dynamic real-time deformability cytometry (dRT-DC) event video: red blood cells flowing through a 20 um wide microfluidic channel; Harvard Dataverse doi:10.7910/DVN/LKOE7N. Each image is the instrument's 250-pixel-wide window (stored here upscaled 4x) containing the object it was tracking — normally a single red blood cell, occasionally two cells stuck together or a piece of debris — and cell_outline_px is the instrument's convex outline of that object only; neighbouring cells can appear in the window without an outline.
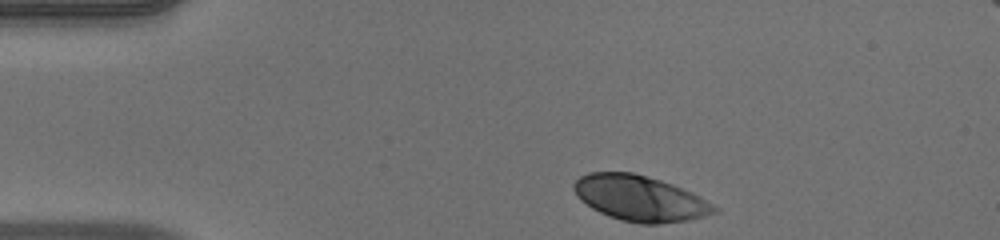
{"species": "human", "species_latin": "Homo sapiens", "temperature_condition": "warm", "stored_images_in_passage": 36, "camera_frame_rate_fps": 3000, "um_per_image_px": 0.085, "donor": {"sex": "male"}, "frame": {"image": 1, "passage_image": 1, "time_ms": 0.0, "image_size_px": [1000, 240], "cell_outline_px": [[720, 212], [688, 220], [656, 224], [640, 224], [620, 220], [608, 216], [592, 208], [580, 200], [576, 196], [572, 188], [572, 184], [580, 176], [588, 172], [632, 172], [660, 180], [672, 184], [692, 192], [720, 208]], "centroid_in_image_um": [54.39, 16.86], "position_along_channel_um": 30.6, "area_um2": 37.45}}
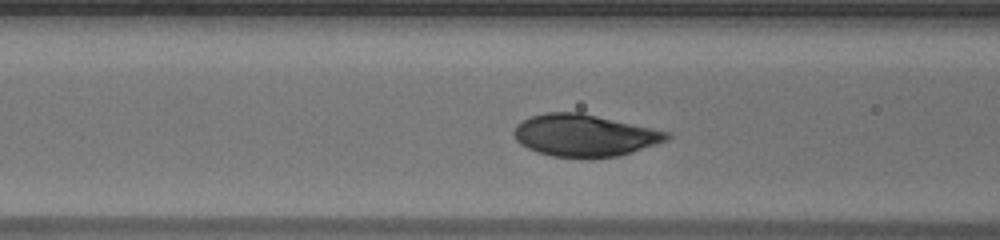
{"frame": {"image": 2, "passage_image": 12, "time_ms": 3.667, "image_size_px": [1000, 240], "cell_outline_px": [[672, 136], [668, 140], [620, 156], [552, 156], [528, 148], [520, 144], [516, 140], [512, 132], [516, 124], [532, 116], [544, 112], [580, 112], [668, 132]], "centroid_in_image_um": [49.65, 11.49], "position_along_channel_um": 117.0, "area_um2": 36.76}}
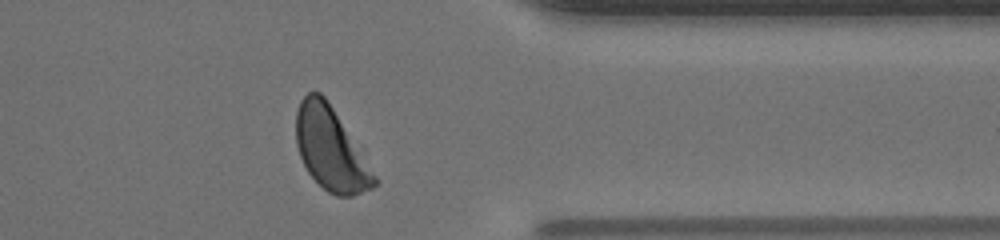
{"frame": {"image": 3, "passage_image": 33, "time_ms": 10.667, "image_size_px": [1000, 240], "cell_outline_px": [[380, 180], [372, 188], [352, 196], [336, 196], [328, 192], [308, 172], [300, 156], [296, 144], [296, 112], [300, 100], [308, 92], [320, 92], [328, 100]], "centroid_in_image_um": [28.12, 12.66], "position_along_channel_um": 383.3, "area_um2": 37.63}, "authors_computed_cell_mechanics": {"area_um2": 36.8764, "velocity_mm_per_s": 3.9474, "shape_relaxation_time_tau1_ms": 2.2122, "shape_relaxation_time_tau2_ms": null, "deformation_change_tau1": 0.1609, "deformation_change_tau2": null}}